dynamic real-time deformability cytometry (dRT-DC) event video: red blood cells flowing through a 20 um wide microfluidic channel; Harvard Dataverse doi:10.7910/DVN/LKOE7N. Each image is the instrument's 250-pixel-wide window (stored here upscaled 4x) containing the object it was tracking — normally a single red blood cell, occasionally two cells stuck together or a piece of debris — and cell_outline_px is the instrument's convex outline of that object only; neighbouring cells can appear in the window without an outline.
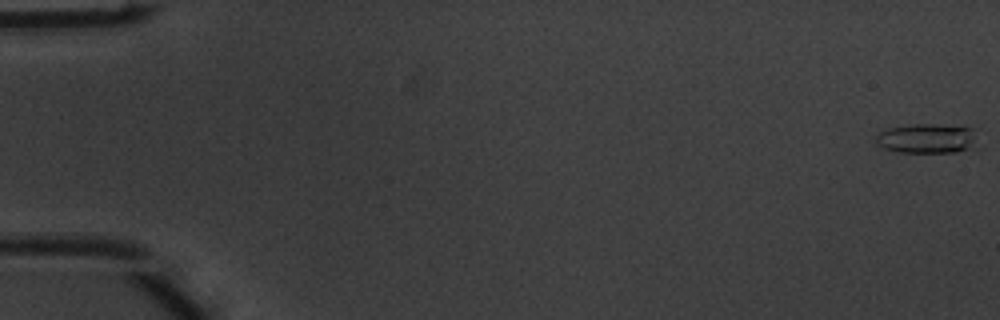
{"species": "common noctule bat (a hibernating species)", "species_latin": "Nyctalus noctula", "temperature_condition": "warm", "stored_images_in_passage": 8, "camera_frame_rate_fps": 3000, "um_per_image_px": 0.085, "animal": {"sex": "male", "body_mass_g": 20.1, "forearm_length_mm": 53.5}, "frame": {"image": 1, "passage_image": 1, "time_ms": 0.0, "image_size_px": [1000, 320], "cell_outline_px": [[980, 132], [964, 148], [956, 152], [896, 152], [884, 148], [876, 144], [876, 136], [880, 132], [888, 128], [912, 124], [932, 124], [972, 128]], "centroid_in_image_um": [78.7, 11.75], "position_along_channel_um": 6.3, "area_um2": 17.11}}